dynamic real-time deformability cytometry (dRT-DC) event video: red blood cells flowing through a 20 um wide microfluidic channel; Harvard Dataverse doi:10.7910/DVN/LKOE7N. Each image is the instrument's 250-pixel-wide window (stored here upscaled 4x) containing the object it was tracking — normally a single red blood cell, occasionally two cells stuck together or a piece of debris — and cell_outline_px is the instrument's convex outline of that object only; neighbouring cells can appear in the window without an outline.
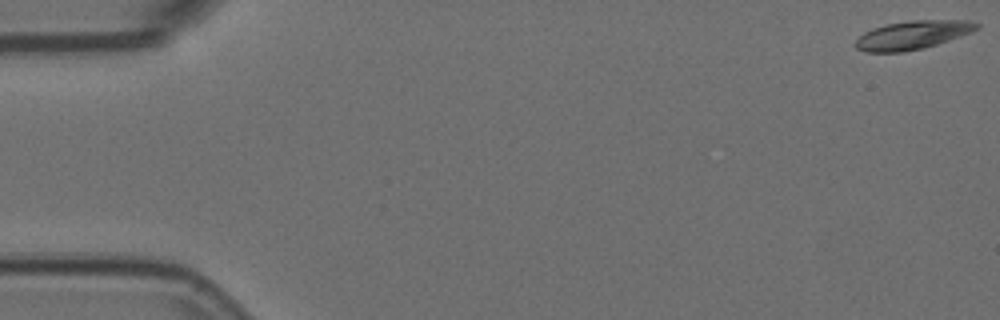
{"species": "Egyptian fruit bat (a non-hibernating species)", "species_latin": "Rousettus aegyptiacus", "temperature_condition": "room temperature", "stored_images_in_passage": 57, "camera_frame_rate_fps": 3000, "um_per_image_px": 0.085, "animal": {"sex": "female"}, "frame": {"image": 1, "passage_image": 1, "time_ms": 0.0, "image_size_px": [1000, 320], "cell_outline_px": [[980, 28], [972, 32], [924, 48], [900, 52], [864, 52], [856, 48], [856, 40], [864, 32], [872, 28], [888, 24], [912, 20], [968, 20], [980, 24]], "centroid_in_image_um": [77.58, 2.97], "position_along_channel_um": 7.4, "area_um2": 20.06}}
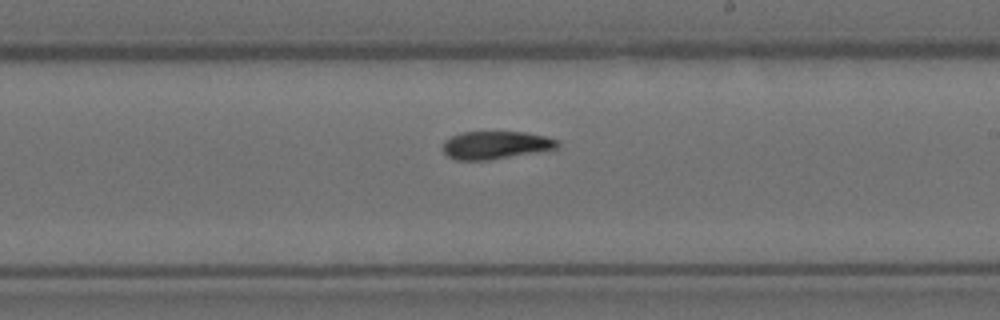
{"frame": {"image": 2, "passage_image": 33, "time_ms": 10.667, "image_size_px": [1000, 320], "cell_outline_px": [[560, 148], [488, 160], [456, 160], [448, 156], [440, 148], [444, 140], [452, 136], [464, 132], [524, 132], [544, 136], [556, 140], [560, 144]], "centroid_in_image_um": [42.1, 12.33], "position_along_channel_um": 246.9, "area_um2": 18.61}}
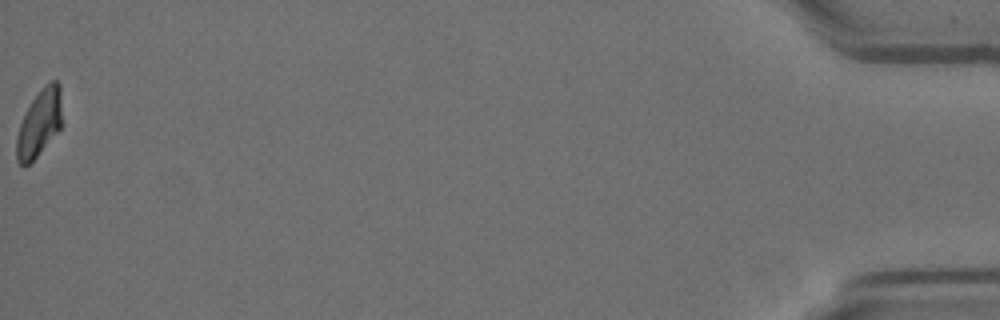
{"frame": {"image": 3, "passage_image": 57, "time_ms": 18.667, "image_size_px": [1000, 320], "cell_outline_px": [[60, 128], [36, 156], [24, 168], [16, 160], [16, 136], [20, 124], [32, 100], [40, 88], [44, 84], [52, 80], [56, 80], [60, 84]], "centroid_in_image_um": [3.31, 10.45], "position_along_channel_um": 431.9, "area_um2": 17.34}, "authors_computed_cell_mechanics": {"area_um2": 19.363, "velocity_mm_per_s": 3.5956, "shape_relaxation_time_tau1_ms": 6.2822, "shape_relaxation_time_tau2_ms": 3.0748, "deformation_change_tau1": 0.1889, "deformation_change_tau2": 0.073}}